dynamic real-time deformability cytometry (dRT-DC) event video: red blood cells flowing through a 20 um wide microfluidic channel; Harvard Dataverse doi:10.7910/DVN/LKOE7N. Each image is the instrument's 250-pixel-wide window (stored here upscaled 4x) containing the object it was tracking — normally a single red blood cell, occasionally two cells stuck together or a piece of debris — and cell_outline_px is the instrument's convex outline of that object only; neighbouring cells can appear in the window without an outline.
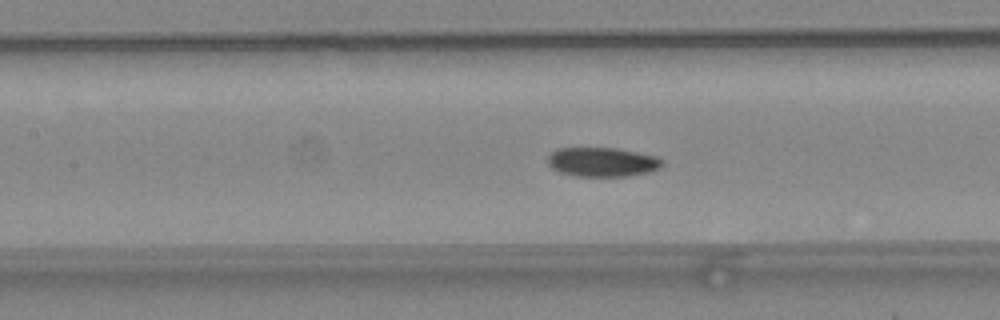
{"species": "common noctule bat (a hibernating species)", "species_latin": "Nyctalus noctula", "temperature_condition": "warm", "stored_images_in_passage": 46, "camera_frame_rate_fps": 3000, "um_per_image_px": 0.085, "animal": {"sex": "female", "body_mass_g": 24.6, "forearm_length_mm": 56.2}, "frame": {"image": 1, "passage_image": 17, "time_ms": 5.333, "image_size_px": [1000, 320], "cell_outline_px": [[664, 164], [660, 168], [652, 172], [628, 176], [572, 176], [560, 172], [552, 168], [548, 164], [548, 156], [556, 148], [616, 148], [656, 156], [664, 160]], "centroid_in_image_um": [51.22, 13.78], "position_along_channel_um": 156.2, "area_um2": 19.71}}
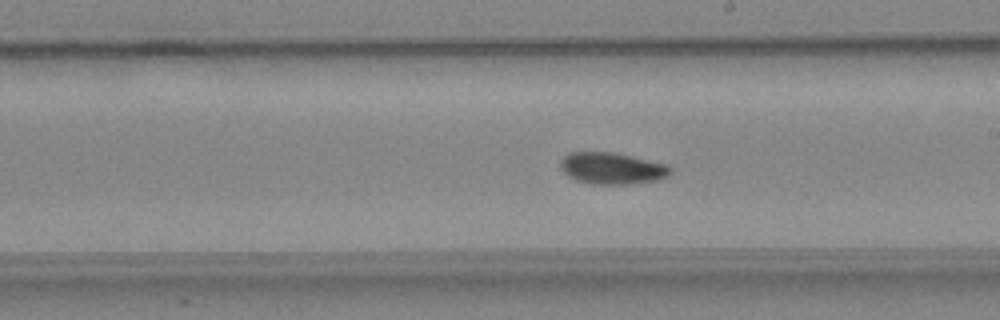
{"frame": {"image": 2, "passage_image": 23, "time_ms": 7.333, "image_size_px": [1000, 320], "cell_outline_px": [[672, 172], [668, 176], [656, 180], [632, 184], [592, 184], [576, 180], [568, 176], [560, 168], [560, 160], [568, 152], [612, 152], [632, 156], [668, 164], [672, 168]], "centroid_in_image_um": [52.03, 14.3], "position_along_channel_um": 237.0, "area_um2": 20.46}}
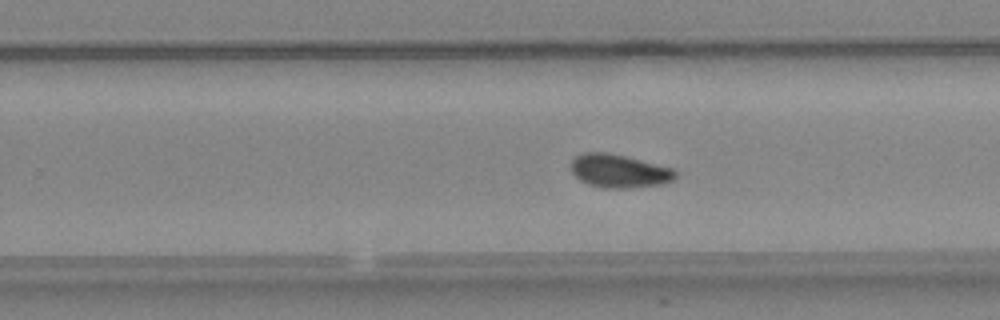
{"frame": {"image": 3, "passage_image": 26, "time_ms": 8.333, "image_size_px": [1000, 320], "cell_outline_px": [[676, 176], [672, 180], [660, 184], [632, 188], [604, 188], [588, 184], [580, 180], [572, 172], [572, 160], [576, 156], [584, 152], [608, 152], [672, 168], [676, 172]], "centroid_in_image_um": [52.6, 14.54], "position_along_channel_um": 277.2, "area_um2": 20.06}, "authors_computed_cell_mechanics": {"area_um2": 19.8543, "velocity_mm_per_s": 4.0438, "shape_relaxation_time_tau1_ms": 5.1177, "shape_relaxation_time_tau2_ms": 4.8246, "deformation_change_tau1": 0.1165, "deformation_change_tau2": 0.0933}}